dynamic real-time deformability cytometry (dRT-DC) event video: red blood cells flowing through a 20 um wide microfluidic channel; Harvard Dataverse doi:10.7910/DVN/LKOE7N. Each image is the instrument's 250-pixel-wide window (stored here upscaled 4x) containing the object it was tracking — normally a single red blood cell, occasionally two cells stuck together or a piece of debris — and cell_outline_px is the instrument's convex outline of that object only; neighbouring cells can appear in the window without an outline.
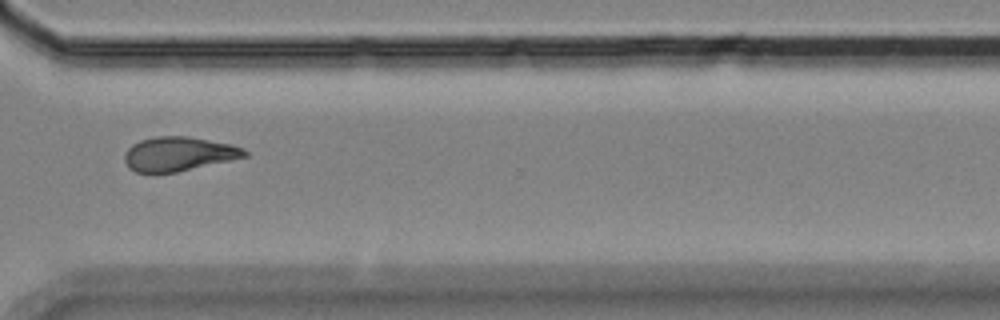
{"species": "Egyptian fruit bat (a non-hibernating species)", "species_latin": "Rousettus aegyptiacus", "temperature_condition": "room temperature", "stored_images_in_passage": 10, "camera_frame_rate_fps": 3000, "um_per_image_px": 0.085, "animal": {"sex": "female"}, "frame": {"image": 1, "passage_image": 9, "time_ms": 10.333, "image_size_px": [1000, 320], "cell_outline_px": [[248, 156], [176, 172], [152, 176], [136, 172], [128, 168], [124, 160], [124, 152], [132, 144], [140, 140], [156, 136], [188, 136], [232, 144], [244, 148], [248, 152]], "centroid_in_image_um": [15.12, 13.11], "position_along_channel_um": 355.5, "area_um2": 24.51}, "authors_computed_cell_mechanics": {"area_um2": 20.1722, "velocity_mm_per_s": 3.5323, "shape_relaxation_time_tau1_ms": 3.8971, "shape_relaxation_time_tau2_ms": 2.5697, "deformation_change_tau1": 0.1336, "deformation_change_tau2": 0.0972}}